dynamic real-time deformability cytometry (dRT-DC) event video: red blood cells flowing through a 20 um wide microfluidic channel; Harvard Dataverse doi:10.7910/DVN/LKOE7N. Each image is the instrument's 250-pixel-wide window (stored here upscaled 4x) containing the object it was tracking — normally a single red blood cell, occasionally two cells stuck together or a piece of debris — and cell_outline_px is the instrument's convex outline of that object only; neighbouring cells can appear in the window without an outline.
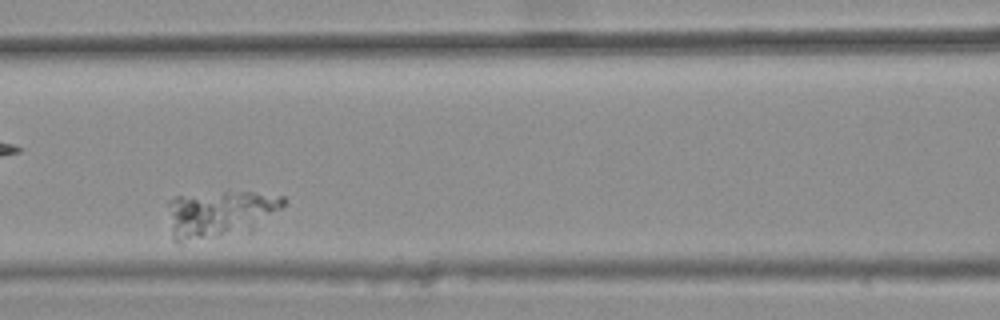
{"species": "common noctule bat (a hibernating species)", "species_latin": "Nyctalus noctula", "temperature_condition": "warm", "stored_images_in_passage": 30, "camera_frame_rate_fps": 3000, "um_per_image_px": 0.085, "animal": {"sex": "female", "body_mass_g": 25.1}, "frame": {"image": 1, "passage_image": 9, "time_ms": 2.667, "image_size_px": [1000, 320], "cell_outline_px": [[288, 200], [280, 208], [216, 236], [180, 244], [176, 244], [172, 240], [168, 204], [176, 196], [224, 192], [252, 192], [284, 196]], "centroid_in_image_um": [18.45, 18.11], "position_along_channel_um": 148.1, "area_um2": 29.07}}
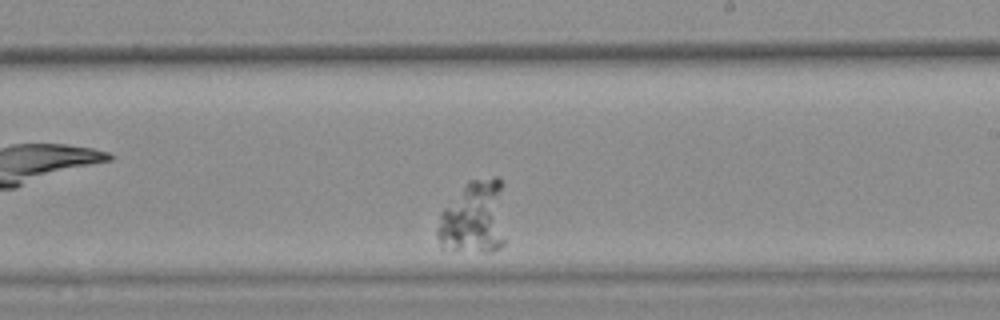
{"frame": {"image": 2, "passage_image": 18, "time_ms": 5.667, "image_size_px": [1000, 320], "cell_outline_px": [[504, 244], [500, 248], [492, 252], [480, 252], [440, 248], [436, 232], [440, 212], [468, 180], [492, 176], [500, 176], [504, 184]], "centroid_in_image_um": [40.31, 18.47], "position_along_channel_um": 248.7, "area_um2": 30.29}}